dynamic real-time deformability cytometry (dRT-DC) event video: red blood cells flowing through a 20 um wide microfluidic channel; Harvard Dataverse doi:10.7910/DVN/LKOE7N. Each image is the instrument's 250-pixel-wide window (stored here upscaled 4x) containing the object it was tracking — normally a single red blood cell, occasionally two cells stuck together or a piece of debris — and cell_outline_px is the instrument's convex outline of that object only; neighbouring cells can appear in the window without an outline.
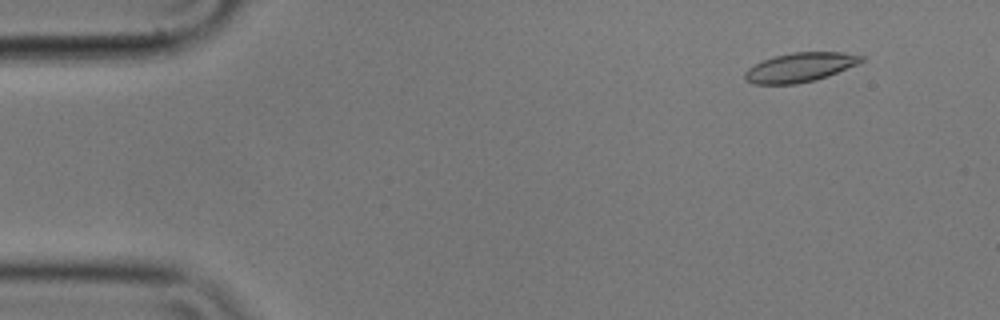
{"species": "common noctule bat (a hibernating species)", "species_latin": "Nyctalus noctula", "temperature_condition": "cold", "stored_images_in_passage": 56, "camera_frame_rate_fps": 3000, "um_per_image_px": 0.085, "animal": {"sex": "male", "body_mass_g": 17.9}, "frame": {"image": 1, "passage_image": 5, "time_ms": 1.333, "image_size_px": [1000, 320], "cell_outline_px": [[864, 60], [856, 64], [828, 76], [816, 80], [796, 84], [752, 84], [744, 80], [744, 72], [748, 68], [764, 60], [776, 56], [792, 52], [840, 52], [864, 56]], "centroid_in_image_um": [67.97, 5.73], "position_along_channel_um": 17.0, "area_um2": 19.71}}
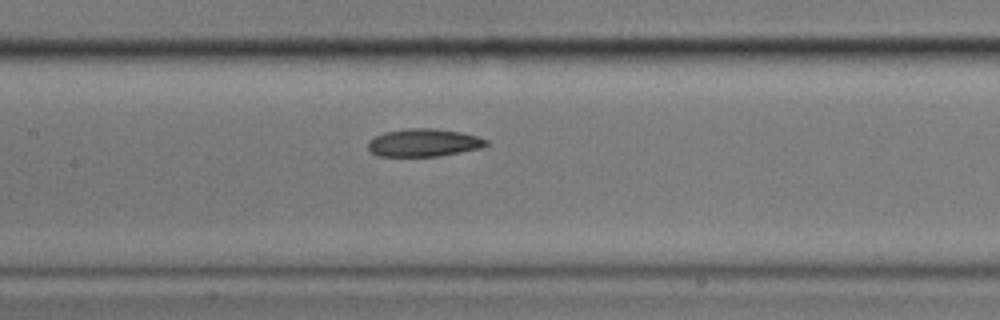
{"frame": {"image": 2, "passage_image": 26, "time_ms": 8.333, "image_size_px": [1000, 320], "cell_outline_px": [[488, 144], [480, 148], [440, 156], [376, 156], [368, 148], [368, 140], [384, 132], [412, 128], [436, 128], [460, 132], [476, 136], [488, 140]], "centroid_in_image_um": [36.0, 12.13], "position_along_channel_um": 171.4, "area_um2": 19.07}}
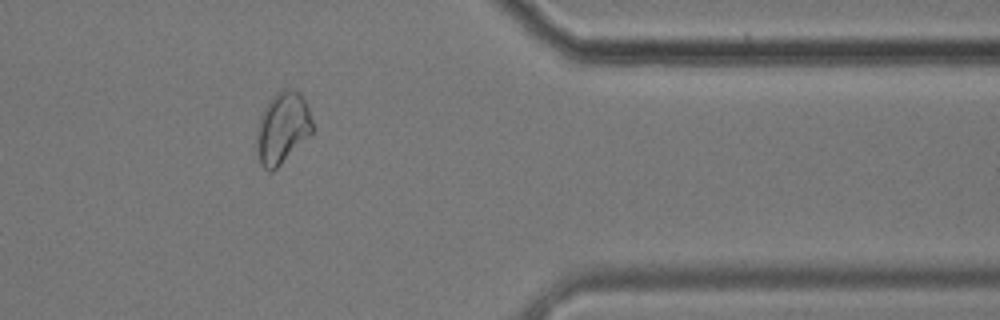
{"frame": {"image": 3, "passage_image": 46, "time_ms": 15.0, "image_size_px": [1000, 320], "cell_outline_px": [[312, 132], [272, 172], [264, 168], [260, 164], [256, 152], [256, 136], [260, 116], [268, 100], [280, 88], [292, 88], [300, 92], [304, 96], [312, 120]], "centroid_in_image_um": [23.98, 10.82], "position_along_channel_um": 387.4, "area_um2": 23.29}, "authors_computed_cell_mechanics": {"area_um2": 20.0277, "velocity_mm_per_s": 3.522, "shape_relaxation_time_tau1_ms": null, "shape_relaxation_time_tau2_ms": 5.6248, "deformation_change_tau1": null, "deformation_change_tau2": 0.1033}}